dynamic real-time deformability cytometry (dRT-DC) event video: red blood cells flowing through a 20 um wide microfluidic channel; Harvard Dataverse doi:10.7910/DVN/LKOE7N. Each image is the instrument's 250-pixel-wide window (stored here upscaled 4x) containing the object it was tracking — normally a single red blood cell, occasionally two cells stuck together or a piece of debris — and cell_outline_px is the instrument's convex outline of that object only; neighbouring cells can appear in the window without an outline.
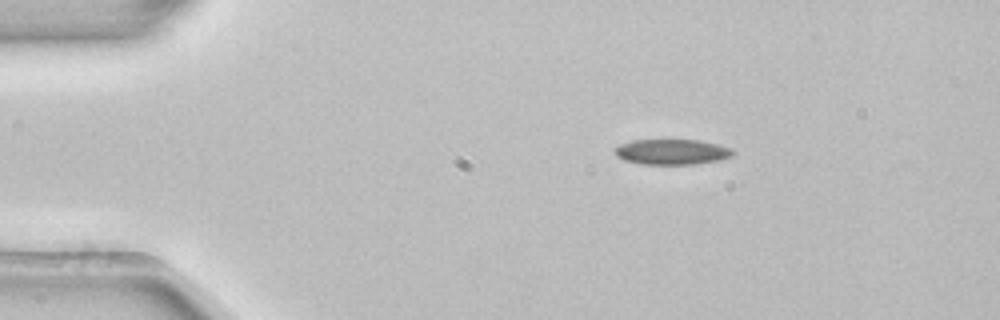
{"species": "common noctule bat (a hibernating species)", "species_latin": "Nyctalus noctula", "temperature_condition": "room temperature", "stored_images_in_passage": 3, "camera_frame_rate_fps": 3000, "um_per_image_px": 0.085, "animal": {"sex": "female", "body_mass_g": 22.7, "forearm_length_mm": 54.2}, "frame": {"image": 1, "passage_image": 1, "time_ms": 0.0, "image_size_px": [1000, 320], "cell_outline_px": [[736, 152], [732, 156], [720, 160], [696, 164], [644, 164], [624, 160], [616, 156], [616, 148], [620, 144], [632, 140], [700, 140], [716, 144], [728, 148]], "centroid_in_image_um": [57.12, 12.91], "position_along_channel_um": 27.9, "area_um2": 17.34}}
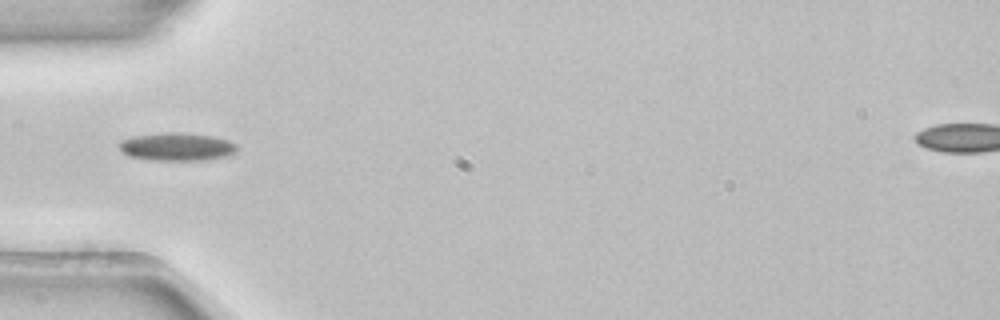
{"frame": {"image": 2, "passage_image": 3, "time_ms": 0.667, "image_size_px": [1000, 320], "cell_outline_px": [[240, 148], [236, 152], [228, 156], [204, 160], [152, 160], [128, 156], [120, 148], [120, 140], [132, 136], [168, 132], [180, 132], [212, 136], [228, 140], [236, 144]], "centroid_in_image_um": [15.07, 12.47], "position_along_channel_um": 69.9, "area_um2": 19.31}}